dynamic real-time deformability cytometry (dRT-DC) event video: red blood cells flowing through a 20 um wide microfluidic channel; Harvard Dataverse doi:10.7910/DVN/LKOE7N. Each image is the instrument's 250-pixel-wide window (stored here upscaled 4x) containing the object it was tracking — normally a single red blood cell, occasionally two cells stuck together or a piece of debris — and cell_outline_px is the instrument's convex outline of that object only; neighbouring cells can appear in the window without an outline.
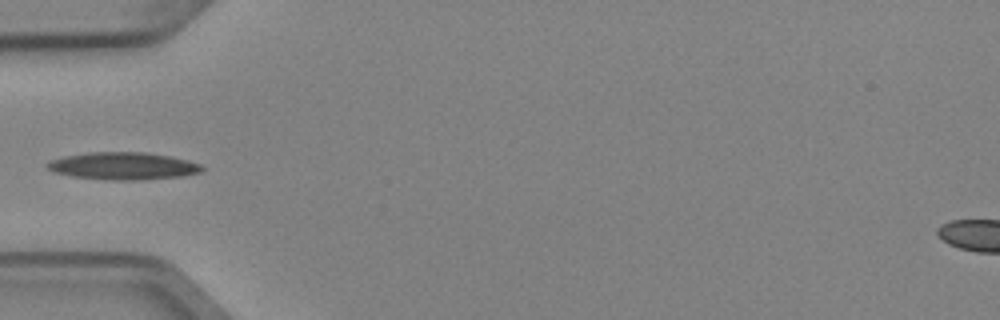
{"species": "Egyptian fruit bat (a non-hibernating species)", "species_latin": "Rousettus aegyptiacus", "temperature_condition": "cold", "stored_images_in_passage": 6, "camera_frame_rate_fps": 3000, "um_per_image_px": 0.085, "animal": {"sex": "female"}, "frame": {"image": 1, "passage_image": 5, "time_ms": 1.333, "image_size_px": [1000, 320], "cell_outline_px": [[204, 168], [200, 172], [184, 176], [136, 180], [112, 180], [72, 176], [56, 172], [44, 168], [44, 164], [48, 160], [64, 156], [88, 152], [144, 152], [168, 156], [188, 160], [200, 164]], "centroid_in_image_um": [10.42, 14.1], "position_along_channel_um": 74.6, "area_um2": 24.74}}
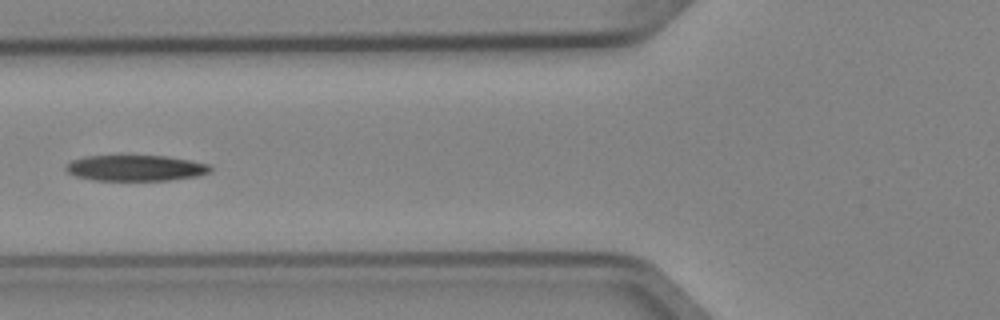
{"frame": {"image": 2, "passage_image": 6, "time_ms": 1.667, "image_size_px": [1000, 320], "cell_outline_px": [[212, 172], [200, 176], [168, 180], [92, 180], [76, 176], [68, 172], [64, 168], [72, 160], [88, 156], [164, 156], [188, 160], [208, 164], [212, 168]], "centroid_in_image_um": [11.56, 14.29], "position_along_channel_um": 114.2, "area_um2": 21.62}}